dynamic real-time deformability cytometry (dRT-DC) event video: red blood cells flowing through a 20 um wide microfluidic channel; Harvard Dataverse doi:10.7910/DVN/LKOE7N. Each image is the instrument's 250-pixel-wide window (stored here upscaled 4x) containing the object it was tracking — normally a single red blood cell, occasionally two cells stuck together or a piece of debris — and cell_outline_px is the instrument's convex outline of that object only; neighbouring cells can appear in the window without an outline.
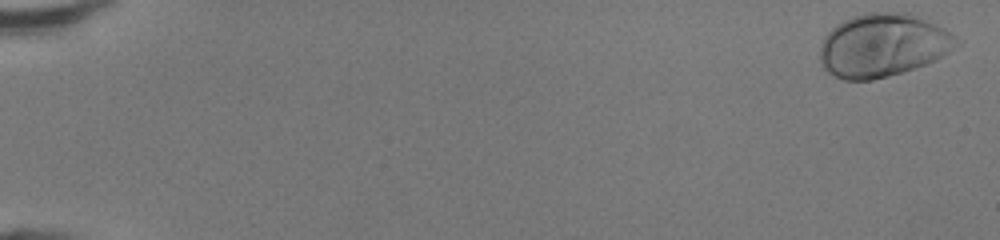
{"species": "human", "species_latin": "Homo sapiens", "temperature_condition": "room temperature", "stored_images_in_passage": 48, "camera_frame_rate_fps": 3000, "um_per_image_px": 0.085, "donor": {"sex": "female"}, "frame": {"image": 1, "passage_image": 1, "time_ms": 0.0, "image_size_px": [1000, 240], "cell_outline_px": [[952, 36], [948, 52], [936, 60], [888, 76], [872, 80], [844, 80], [828, 72], [820, 64], [820, 48], [824, 36], [836, 24], [852, 16], [872, 12], [912, 12], [944, 28]], "centroid_in_image_um": [74.94, 3.83], "position_along_channel_um": 10.1, "area_um2": 49.53}}
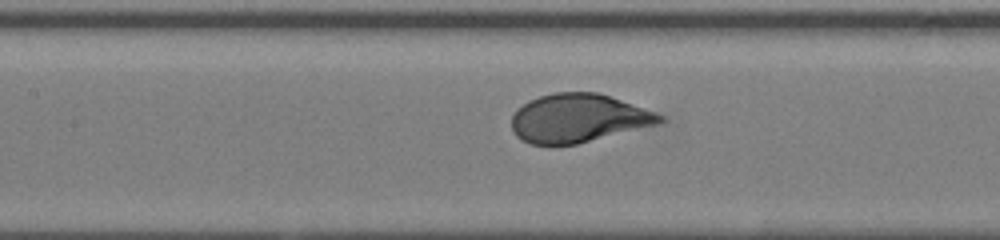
{"frame": {"image": 2, "passage_image": 24, "time_ms": 7.667, "image_size_px": [1000, 240], "cell_outline_px": [[668, 120], [660, 124], [576, 144], [532, 144], [516, 136], [512, 128], [512, 116], [528, 100], [552, 92], [596, 92], [620, 100], [664, 116]], "centroid_in_image_um": [49.17, 10.05], "position_along_channel_um": 158.2, "area_um2": 41.38}}
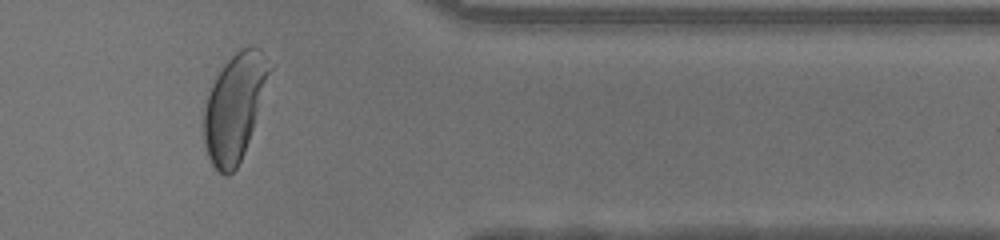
{"frame": {"image": 3, "passage_image": 41, "time_ms": 13.333, "image_size_px": [1000, 240], "cell_outline_px": [[276, 64], [244, 152], [236, 168], [228, 176], [224, 176], [216, 172], [208, 156], [204, 144], [204, 112], [208, 96], [212, 84], [216, 76], [224, 64], [240, 48], [260, 48]], "centroid_in_image_um": [20.0, 9.07], "position_along_channel_um": 391.4, "area_um2": 41.27}, "authors_computed_cell_mechanics": {"area_um2": 43.8702, "velocity_mm_per_s": 4.3062, "shape_relaxation_time_tau1_ms": 2.1489, "shape_relaxation_time_tau2_ms": null, "deformation_change_tau1": 0.1633, "deformation_change_tau2": null}}